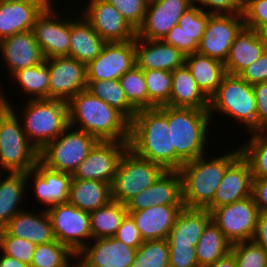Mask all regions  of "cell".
I'll return each mask as SVG.
<instances>
[{"label":"cell","mask_w":267,"mask_h":267,"mask_svg":"<svg viewBox=\"0 0 267 267\" xmlns=\"http://www.w3.org/2000/svg\"><path fill=\"white\" fill-rule=\"evenodd\" d=\"M67 105L71 128L93 135L99 141L129 142L130 121L86 89L73 96Z\"/></svg>","instance_id":"1"},{"label":"cell","mask_w":267,"mask_h":267,"mask_svg":"<svg viewBox=\"0 0 267 267\" xmlns=\"http://www.w3.org/2000/svg\"><path fill=\"white\" fill-rule=\"evenodd\" d=\"M129 149L138 156L175 170L172 125L157 107L138 110L130 122Z\"/></svg>","instance_id":"2"},{"label":"cell","mask_w":267,"mask_h":267,"mask_svg":"<svg viewBox=\"0 0 267 267\" xmlns=\"http://www.w3.org/2000/svg\"><path fill=\"white\" fill-rule=\"evenodd\" d=\"M241 155L238 146L221 156L206 155L185 162L178 170L182 180V200L186 208L206 209L223 180L226 169ZM208 158V160H207Z\"/></svg>","instance_id":"3"},{"label":"cell","mask_w":267,"mask_h":267,"mask_svg":"<svg viewBox=\"0 0 267 267\" xmlns=\"http://www.w3.org/2000/svg\"><path fill=\"white\" fill-rule=\"evenodd\" d=\"M172 125V147L175 149V170L188 161L205 155L211 116L209 110L172 106L158 107Z\"/></svg>","instance_id":"4"},{"label":"cell","mask_w":267,"mask_h":267,"mask_svg":"<svg viewBox=\"0 0 267 267\" xmlns=\"http://www.w3.org/2000/svg\"><path fill=\"white\" fill-rule=\"evenodd\" d=\"M27 101L22 108L23 130L26 137L40 152L68 126V105L59 99Z\"/></svg>","instance_id":"5"},{"label":"cell","mask_w":267,"mask_h":267,"mask_svg":"<svg viewBox=\"0 0 267 267\" xmlns=\"http://www.w3.org/2000/svg\"><path fill=\"white\" fill-rule=\"evenodd\" d=\"M209 114L215 111L242 123L249 132L257 130L256 97L253 86L239 75L226 74L216 92L209 98ZM213 116V117H212Z\"/></svg>","instance_id":"6"},{"label":"cell","mask_w":267,"mask_h":267,"mask_svg":"<svg viewBox=\"0 0 267 267\" xmlns=\"http://www.w3.org/2000/svg\"><path fill=\"white\" fill-rule=\"evenodd\" d=\"M14 109L9 103L0 114V171L27 173L39 161V151L26 137Z\"/></svg>","instance_id":"7"},{"label":"cell","mask_w":267,"mask_h":267,"mask_svg":"<svg viewBox=\"0 0 267 267\" xmlns=\"http://www.w3.org/2000/svg\"><path fill=\"white\" fill-rule=\"evenodd\" d=\"M98 142L93 135L68 126L39 152V161L51 170L73 174Z\"/></svg>","instance_id":"8"},{"label":"cell","mask_w":267,"mask_h":267,"mask_svg":"<svg viewBox=\"0 0 267 267\" xmlns=\"http://www.w3.org/2000/svg\"><path fill=\"white\" fill-rule=\"evenodd\" d=\"M164 171L158 163L144 159L128 148L120 159L111 184L112 200L125 205L151 186Z\"/></svg>","instance_id":"9"},{"label":"cell","mask_w":267,"mask_h":267,"mask_svg":"<svg viewBox=\"0 0 267 267\" xmlns=\"http://www.w3.org/2000/svg\"><path fill=\"white\" fill-rule=\"evenodd\" d=\"M51 219L55 239L78 254L92 241L90 213L69 202L46 208ZM87 240H90L89 242Z\"/></svg>","instance_id":"10"},{"label":"cell","mask_w":267,"mask_h":267,"mask_svg":"<svg viewBox=\"0 0 267 267\" xmlns=\"http://www.w3.org/2000/svg\"><path fill=\"white\" fill-rule=\"evenodd\" d=\"M53 4L56 3L52 1L37 17L32 29L44 59L69 56L70 13H63Z\"/></svg>","instance_id":"11"},{"label":"cell","mask_w":267,"mask_h":267,"mask_svg":"<svg viewBox=\"0 0 267 267\" xmlns=\"http://www.w3.org/2000/svg\"><path fill=\"white\" fill-rule=\"evenodd\" d=\"M258 214L252 195L211 212L212 220L232 244L253 239Z\"/></svg>","instance_id":"12"},{"label":"cell","mask_w":267,"mask_h":267,"mask_svg":"<svg viewBox=\"0 0 267 267\" xmlns=\"http://www.w3.org/2000/svg\"><path fill=\"white\" fill-rule=\"evenodd\" d=\"M128 142L99 141L78 165L72 179L98 180L112 184Z\"/></svg>","instance_id":"13"},{"label":"cell","mask_w":267,"mask_h":267,"mask_svg":"<svg viewBox=\"0 0 267 267\" xmlns=\"http://www.w3.org/2000/svg\"><path fill=\"white\" fill-rule=\"evenodd\" d=\"M243 27L242 14H211L197 52L225 63L230 47Z\"/></svg>","instance_id":"14"},{"label":"cell","mask_w":267,"mask_h":267,"mask_svg":"<svg viewBox=\"0 0 267 267\" xmlns=\"http://www.w3.org/2000/svg\"><path fill=\"white\" fill-rule=\"evenodd\" d=\"M49 69V99L68 102L87 87L86 65L69 56L45 59Z\"/></svg>","instance_id":"15"},{"label":"cell","mask_w":267,"mask_h":267,"mask_svg":"<svg viewBox=\"0 0 267 267\" xmlns=\"http://www.w3.org/2000/svg\"><path fill=\"white\" fill-rule=\"evenodd\" d=\"M87 4L80 13L107 43L135 40L136 30L114 5L105 0H89Z\"/></svg>","instance_id":"16"},{"label":"cell","mask_w":267,"mask_h":267,"mask_svg":"<svg viewBox=\"0 0 267 267\" xmlns=\"http://www.w3.org/2000/svg\"><path fill=\"white\" fill-rule=\"evenodd\" d=\"M136 65L135 40L106 43L86 65L87 81L117 80Z\"/></svg>","instance_id":"17"},{"label":"cell","mask_w":267,"mask_h":267,"mask_svg":"<svg viewBox=\"0 0 267 267\" xmlns=\"http://www.w3.org/2000/svg\"><path fill=\"white\" fill-rule=\"evenodd\" d=\"M193 4L194 0H149L136 36L147 40H162Z\"/></svg>","instance_id":"18"},{"label":"cell","mask_w":267,"mask_h":267,"mask_svg":"<svg viewBox=\"0 0 267 267\" xmlns=\"http://www.w3.org/2000/svg\"><path fill=\"white\" fill-rule=\"evenodd\" d=\"M153 205H183L182 180L178 170H165L151 186L125 204L128 213Z\"/></svg>","instance_id":"19"},{"label":"cell","mask_w":267,"mask_h":267,"mask_svg":"<svg viewBox=\"0 0 267 267\" xmlns=\"http://www.w3.org/2000/svg\"><path fill=\"white\" fill-rule=\"evenodd\" d=\"M210 15L193 4L183 13L178 24L164 36L162 41L178 48L185 55L196 53Z\"/></svg>","instance_id":"20"},{"label":"cell","mask_w":267,"mask_h":267,"mask_svg":"<svg viewBox=\"0 0 267 267\" xmlns=\"http://www.w3.org/2000/svg\"><path fill=\"white\" fill-rule=\"evenodd\" d=\"M26 179L33 181L35 198L47 208L68 202L72 174L51 170L38 161Z\"/></svg>","instance_id":"21"},{"label":"cell","mask_w":267,"mask_h":267,"mask_svg":"<svg viewBox=\"0 0 267 267\" xmlns=\"http://www.w3.org/2000/svg\"><path fill=\"white\" fill-rule=\"evenodd\" d=\"M76 256L88 267H131L137 249L114 237L92 239Z\"/></svg>","instance_id":"22"},{"label":"cell","mask_w":267,"mask_h":267,"mask_svg":"<svg viewBox=\"0 0 267 267\" xmlns=\"http://www.w3.org/2000/svg\"><path fill=\"white\" fill-rule=\"evenodd\" d=\"M0 53L10 77L21 69L38 65L45 60L32 30L0 40Z\"/></svg>","instance_id":"23"},{"label":"cell","mask_w":267,"mask_h":267,"mask_svg":"<svg viewBox=\"0 0 267 267\" xmlns=\"http://www.w3.org/2000/svg\"><path fill=\"white\" fill-rule=\"evenodd\" d=\"M253 174L249 162L240 155L227 169L217 188L212 203L206 208L212 212L215 208L231 204L251 196Z\"/></svg>","instance_id":"24"},{"label":"cell","mask_w":267,"mask_h":267,"mask_svg":"<svg viewBox=\"0 0 267 267\" xmlns=\"http://www.w3.org/2000/svg\"><path fill=\"white\" fill-rule=\"evenodd\" d=\"M51 0L0 1V40L32 30L37 17Z\"/></svg>","instance_id":"25"},{"label":"cell","mask_w":267,"mask_h":267,"mask_svg":"<svg viewBox=\"0 0 267 267\" xmlns=\"http://www.w3.org/2000/svg\"><path fill=\"white\" fill-rule=\"evenodd\" d=\"M185 54L162 40H147L136 36L135 60L142 70L174 71L185 63Z\"/></svg>","instance_id":"26"},{"label":"cell","mask_w":267,"mask_h":267,"mask_svg":"<svg viewBox=\"0 0 267 267\" xmlns=\"http://www.w3.org/2000/svg\"><path fill=\"white\" fill-rule=\"evenodd\" d=\"M267 48V34L243 27L232 43L225 61L227 74L239 75L256 61Z\"/></svg>","instance_id":"27"},{"label":"cell","mask_w":267,"mask_h":267,"mask_svg":"<svg viewBox=\"0 0 267 267\" xmlns=\"http://www.w3.org/2000/svg\"><path fill=\"white\" fill-rule=\"evenodd\" d=\"M40 213V214H39ZM38 213L24 209L15 214L2 228L7 234L33 242L35 245L52 242L55 239L51 219L46 209Z\"/></svg>","instance_id":"28"},{"label":"cell","mask_w":267,"mask_h":267,"mask_svg":"<svg viewBox=\"0 0 267 267\" xmlns=\"http://www.w3.org/2000/svg\"><path fill=\"white\" fill-rule=\"evenodd\" d=\"M184 205H153L128 213L135 221L143 240L167 239Z\"/></svg>","instance_id":"29"},{"label":"cell","mask_w":267,"mask_h":267,"mask_svg":"<svg viewBox=\"0 0 267 267\" xmlns=\"http://www.w3.org/2000/svg\"><path fill=\"white\" fill-rule=\"evenodd\" d=\"M78 11L76 17L70 16V48L69 57L87 65L93 61L107 43L91 24Z\"/></svg>","instance_id":"30"},{"label":"cell","mask_w":267,"mask_h":267,"mask_svg":"<svg viewBox=\"0 0 267 267\" xmlns=\"http://www.w3.org/2000/svg\"><path fill=\"white\" fill-rule=\"evenodd\" d=\"M212 220L208 209L183 207L176 217L167 241L169 246H196L204 228Z\"/></svg>","instance_id":"31"},{"label":"cell","mask_w":267,"mask_h":267,"mask_svg":"<svg viewBox=\"0 0 267 267\" xmlns=\"http://www.w3.org/2000/svg\"><path fill=\"white\" fill-rule=\"evenodd\" d=\"M170 106L201 110L209 109V98L197 86L195 79L185 64L172 71Z\"/></svg>","instance_id":"32"},{"label":"cell","mask_w":267,"mask_h":267,"mask_svg":"<svg viewBox=\"0 0 267 267\" xmlns=\"http://www.w3.org/2000/svg\"><path fill=\"white\" fill-rule=\"evenodd\" d=\"M111 201V184L98 180H71L68 202L77 208L90 213Z\"/></svg>","instance_id":"33"},{"label":"cell","mask_w":267,"mask_h":267,"mask_svg":"<svg viewBox=\"0 0 267 267\" xmlns=\"http://www.w3.org/2000/svg\"><path fill=\"white\" fill-rule=\"evenodd\" d=\"M184 64L191 72L197 86L208 98L216 92L227 74L224 63L198 52L186 55Z\"/></svg>","instance_id":"34"},{"label":"cell","mask_w":267,"mask_h":267,"mask_svg":"<svg viewBox=\"0 0 267 267\" xmlns=\"http://www.w3.org/2000/svg\"><path fill=\"white\" fill-rule=\"evenodd\" d=\"M2 172L0 173L3 175ZM27 183L26 173L24 172H8L3 180L0 178V229L15 214L24 210L18 205H20L23 197L26 195L24 193L27 191Z\"/></svg>","instance_id":"35"},{"label":"cell","mask_w":267,"mask_h":267,"mask_svg":"<svg viewBox=\"0 0 267 267\" xmlns=\"http://www.w3.org/2000/svg\"><path fill=\"white\" fill-rule=\"evenodd\" d=\"M232 243L211 220L195 246L199 267H207L231 252Z\"/></svg>","instance_id":"36"},{"label":"cell","mask_w":267,"mask_h":267,"mask_svg":"<svg viewBox=\"0 0 267 267\" xmlns=\"http://www.w3.org/2000/svg\"><path fill=\"white\" fill-rule=\"evenodd\" d=\"M127 214L126 206L113 200L90 212L92 239L114 237Z\"/></svg>","instance_id":"37"},{"label":"cell","mask_w":267,"mask_h":267,"mask_svg":"<svg viewBox=\"0 0 267 267\" xmlns=\"http://www.w3.org/2000/svg\"><path fill=\"white\" fill-rule=\"evenodd\" d=\"M11 78L18 82L24 95L29 96L27 100L49 99V69L45 60L15 72Z\"/></svg>","instance_id":"38"},{"label":"cell","mask_w":267,"mask_h":267,"mask_svg":"<svg viewBox=\"0 0 267 267\" xmlns=\"http://www.w3.org/2000/svg\"><path fill=\"white\" fill-rule=\"evenodd\" d=\"M86 90L121 112L130 122L137 110L128 102L119 80L87 81Z\"/></svg>","instance_id":"39"},{"label":"cell","mask_w":267,"mask_h":267,"mask_svg":"<svg viewBox=\"0 0 267 267\" xmlns=\"http://www.w3.org/2000/svg\"><path fill=\"white\" fill-rule=\"evenodd\" d=\"M250 141L240 148L249 162L253 178H267V129L250 132Z\"/></svg>","instance_id":"40"},{"label":"cell","mask_w":267,"mask_h":267,"mask_svg":"<svg viewBox=\"0 0 267 267\" xmlns=\"http://www.w3.org/2000/svg\"><path fill=\"white\" fill-rule=\"evenodd\" d=\"M148 91V108L170 106L172 72L166 70H143Z\"/></svg>","instance_id":"41"},{"label":"cell","mask_w":267,"mask_h":267,"mask_svg":"<svg viewBox=\"0 0 267 267\" xmlns=\"http://www.w3.org/2000/svg\"><path fill=\"white\" fill-rule=\"evenodd\" d=\"M75 256L67 246L54 240L36 246L30 267H69Z\"/></svg>","instance_id":"42"},{"label":"cell","mask_w":267,"mask_h":267,"mask_svg":"<svg viewBox=\"0 0 267 267\" xmlns=\"http://www.w3.org/2000/svg\"><path fill=\"white\" fill-rule=\"evenodd\" d=\"M128 102L138 111L148 109V91L143 70L134 65L119 79Z\"/></svg>","instance_id":"43"},{"label":"cell","mask_w":267,"mask_h":267,"mask_svg":"<svg viewBox=\"0 0 267 267\" xmlns=\"http://www.w3.org/2000/svg\"><path fill=\"white\" fill-rule=\"evenodd\" d=\"M131 267H170L167 239L145 240L137 249Z\"/></svg>","instance_id":"44"},{"label":"cell","mask_w":267,"mask_h":267,"mask_svg":"<svg viewBox=\"0 0 267 267\" xmlns=\"http://www.w3.org/2000/svg\"><path fill=\"white\" fill-rule=\"evenodd\" d=\"M237 267H267V251L253 240L232 244Z\"/></svg>","instance_id":"45"},{"label":"cell","mask_w":267,"mask_h":267,"mask_svg":"<svg viewBox=\"0 0 267 267\" xmlns=\"http://www.w3.org/2000/svg\"><path fill=\"white\" fill-rule=\"evenodd\" d=\"M36 246L26 239L7 235L0 229V250L9 257L30 265Z\"/></svg>","instance_id":"46"},{"label":"cell","mask_w":267,"mask_h":267,"mask_svg":"<svg viewBox=\"0 0 267 267\" xmlns=\"http://www.w3.org/2000/svg\"><path fill=\"white\" fill-rule=\"evenodd\" d=\"M244 27L267 34V0H245Z\"/></svg>","instance_id":"47"},{"label":"cell","mask_w":267,"mask_h":267,"mask_svg":"<svg viewBox=\"0 0 267 267\" xmlns=\"http://www.w3.org/2000/svg\"><path fill=\"white\" fill-rule=\"evenodd\" d=\"M121 13V15L137 30L144 20L149 0H105Z\"/></svg>","instance_id":"48"},{"label":"cell","mask_w":267,"mask_h":267,"mask_svg":"<svg viewBox=\"0 0 267 267\" xmlns=\"http://www.w3.org/2000/svg\"><path fill=\"white\" fill-rule=\"evenodd\" d=\"M194 4L210 14H242L245 0H194Z\"/></svg>","instance_id":"49"},{"label":"cell","mask_w":267,"mask_h":267,"mask_svg":"<svg viewBox=\"0 0 267 267\" xmlns=\"http://www.w3.org/2000/svg\"><path fill=\"white\" fill-rule=\"evenodd\" d=\"M114 238L135 249H138L144 243L135 221L129 214L123 219Z\"/></svg>","instance_id":"50"},{"label":"cell","mask_w":267,"mask_h":267,"mask_svg":"<svg viewBox=\"0 0 267 267\" xmlns=\"http://www.w3.org/2000/svg\"><path fill=\"white\" fill-rule=\"evenodd\" d=\"M170 267H199L195 247L169 246Z\"/></svg>","instance_id":"51"},{"label":"cell","mask_w":267,"mask_h":267,"mask_svg":"<svg viewBox=\"0 0 267 267\" xmlns=\"http://www.w3.org/2000/svg\"><path fill=\"white\" fill-rule=\"evenodd\" d=\"M239 76L249 83L254 85L267 81V48L262 55L251 65L246 67Z\"/></svg>","instance_id":"52"},{"label":"cell","mask_w":267,"mask_h":267,"mask_svg":"<svg viewBox=\"0 0 267 267\" xmlns=\"http://www.w3.org/2000/svg\"><path fill=\"white\" fill-rule=\"evenodd\" d=\"M252 86L256 97L257 130L267 129V81Z\"/></svg>","instance_id":"53"},{"label":"cell","mask_w":267,"mask_h":267,"mask_svg":"<svg viewBox=\"0 0 267 267\" xmlns=\"http://www.w3.org/2000/svg\"><path fill=\"white\" fill-rule=\"evenodd\" d=\"M251 195L259 212L267 213V178H253Z\"/></svg>","instance_id":"54"},{"label":"cell","mask_w":267,"mask_h":267,"mask_svg":"<svg viewBox=\"0 0 267 267\" xmlns=\"http://www.w3.org/2000/svg\"><path fill=\"white\" fill-rule=\"evenodd\" d=\"M252 240L267 251V213L259 212Z\"/></svg>","instance_id":"55"},{"label":"cell","mask_w":267,"mask_h":267,"mask_svg":"<svg viewBox=\"0 0 267 267\" xmlns=\"http://www.w3.org/2000/svg\"><path fill=\"white\" fill-rule=\"evenodd\" d=\"M2 255L0 256V267H30V265L23 263L21 261H18L15 258L9 257L2 252H0Z\"/></svg>","instance_id":"56"},{"label":"cell","mask_w":267,"mask_h":267,"mask_svg":"<svg viewBox=\"0 0 267 267\" xmlns=\"http://www.w3.org/2000/svg\"><path fill=\"white\" fill-rule=\"evenodd\" d=\"M207 267H237V265L233 254L230 252L213 264L208 265Z\"/></svg>","instance_id":"57"},{"label":"cell","mask_w":267,"mask_h":267,"mask_svg":"<svg viewBox=\"0 0 267 267\" xmlns=\"http://www.w3.org/2000/svg\"><path fill=\"white\" fill-rule=\"evenodd\" d=\"M9 102L7 101V98L4 97V93H2V90L0 91V114L8 107Z\"/></svg>","instance_id":"58"},{"label":"cell","mask_w":267,"mask_h":267,"mask_svg":"<svg viewBox=\"0 0 267 267\" xmlns=\"http://www.w3.org/2000/svg\"><path fill=\"white\" fill-rule=\"evenodd\" d=\"M75 259L78 260L77 263H76V261L74 260V261H73V264L71 265V263H70L69 267H88V266H87L85 263H83L77 256H75ZM74 262H75V264H74Z\"/></svg>","instance_id":"59"},{"label":"cell","mask_w":267,"mask_h":267,"mask_svg":"<svg viewBox=\"0 0 267 267\" xmlns=\"http://www.w3.org/2000/svg\"><path fill=\"white\" fill-rule=\"evenodd\" d=\"M0 1H17V0H0Z\"/></svg>","instance_id":"60"}]
</instances>
